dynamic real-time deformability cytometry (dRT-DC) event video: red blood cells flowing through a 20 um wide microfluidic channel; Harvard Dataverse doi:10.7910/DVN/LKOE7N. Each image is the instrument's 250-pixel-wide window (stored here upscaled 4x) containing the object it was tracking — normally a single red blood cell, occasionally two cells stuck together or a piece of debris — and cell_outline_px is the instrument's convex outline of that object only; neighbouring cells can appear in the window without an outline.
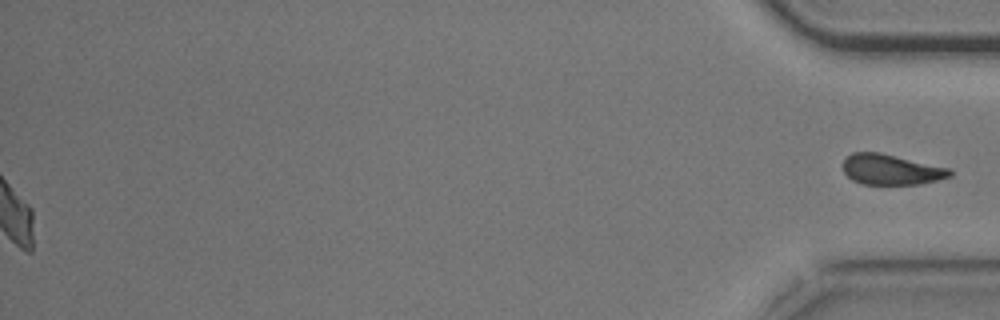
{"species": "common noctule bat (a hibernating species)", "species_latin": "Nyctalus noctula", "temperature_condition": "cold", "stored_images_in_passage": 53, "segment_of_instrument_passage": [2, 2], "camera_frame_rate_fps": 3000, "um_per_image_px": 0.085, "animal": {"sex": "male", "body_mass_g": 20.5, "forearm_length_mm": 52.5}, "frame": {"image": 1, "passage_image": 53, "time_ms": 17.333, "image_size_px": [1000, 320], "cell_outline_px": [[952, 176], [920, 184], [864, 184], [852, 180], [844, 172], [844, 160], [852, 152], [880, 152], [952, 168]], "centroid_in_image_um": [75.78, 14.4], "position_along_channel_um": 359.4, "area_um2": 19.02}}